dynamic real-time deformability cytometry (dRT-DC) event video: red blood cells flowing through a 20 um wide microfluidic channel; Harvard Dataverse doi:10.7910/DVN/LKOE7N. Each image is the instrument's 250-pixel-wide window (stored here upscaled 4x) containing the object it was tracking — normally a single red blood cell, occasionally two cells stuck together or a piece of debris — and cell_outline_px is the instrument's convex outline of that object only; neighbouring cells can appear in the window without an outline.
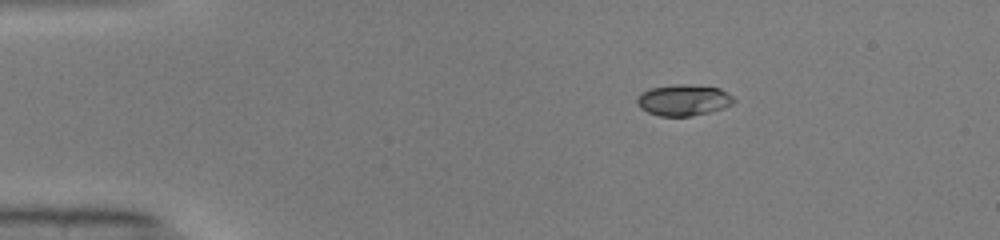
{"species": "common noctule bat (a hibernating species)", "species_latin": "Nyctalus noctula", "temperature_condition": "warm", "stored_images_in_passage": 42, "camera_frame_rate_fps": 3000, "um_per_image_px": 0.085, "animal": {"sex": "male", "body_mass_g": 19.0, "forearm_length_mm": 50.8}, "frame": {"image": 1, "passage_image": 1, "time_ms": 0.0, "image_size_px": [1000, 240], "cell_outline_px": [[736, 100], [732, 104], [708, 112], [692, 116], [660, 116], [648, 112], [640, 108], [636, 104], [636, 96], [640, 92], [652, 88], [676, 84], [692, 84], [720, 88], [728, 92]], "centroid_in_image_um": [58.07, 8.49], "position_along_channel_um": 26.9, "area_um2": 17.69}}
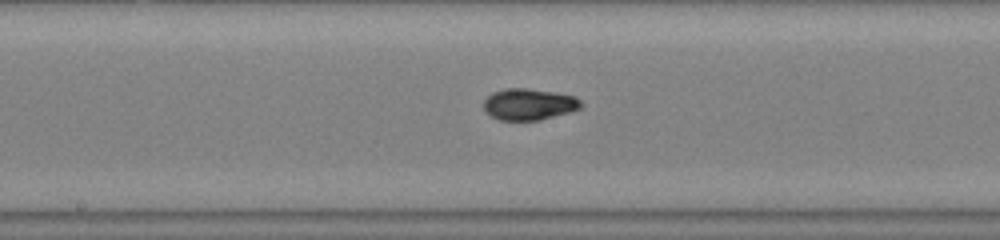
{"frame": {"image": 2, "passage_image": 19, "time_ms": 6.0, "image_size_px": [1000, 240], "cell_outline_px": [[584, 104], [580, 108], [568, 112], [540, 120], [500, 120], [492, 116], [484, 108], [484, 100], [492, 92], [504, 88], [524, 88], [556, 92], [576, 96]], "centroid_in_image_um": [44.98, 8.85], "position_along_channel_um": 203.2, "area_um2": 17.8}}
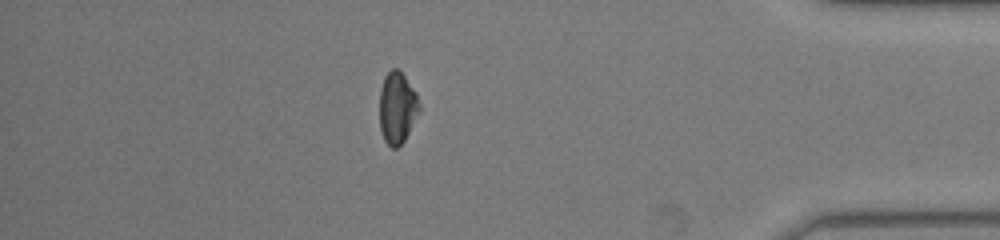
{"frame": {"image": 3, "passage_image": 36, "time_ms": 11.667, "image_size_px": [1000, 240], "cell_outline_px": [[420, 112], [404, 140], [396, 148], [392, 148], [384, 140], [380, 128], [380, 88], [384, 76], [392, 68], [396, 68], [404, 76], [416, 92], [420, 104]], "centroid_in_image_um": [33.77, 9.15], "position_along_channel_um": 401.4, "area_um2": 16.59}, "authors_computed_cell_mechanics": {"area_um2": 17.4556, "velocity_mm_per_s": 4.1109, "shape_relaxation_time_tau1_ms": 2.8682, "shape_relaxation_time_tau2_ms": null, "deformation_change_tau1": 0.1777, "deformation_change_tau2": null}}